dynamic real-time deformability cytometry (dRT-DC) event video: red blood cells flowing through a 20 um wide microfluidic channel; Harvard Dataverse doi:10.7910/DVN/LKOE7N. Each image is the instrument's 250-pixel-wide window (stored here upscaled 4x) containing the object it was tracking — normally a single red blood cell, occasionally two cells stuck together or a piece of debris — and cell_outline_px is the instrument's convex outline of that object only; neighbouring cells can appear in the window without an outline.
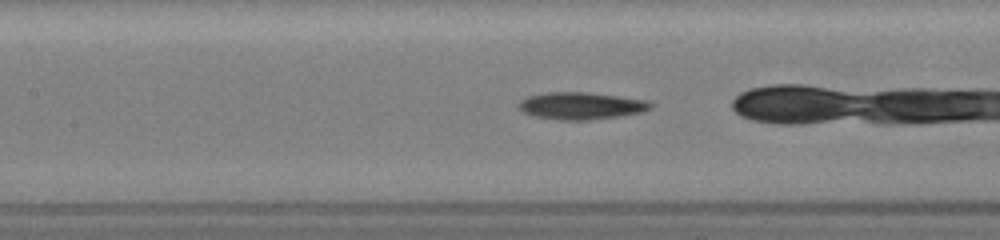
{"species": "common noctule bat (a hibernating species)", "species_latin": "Nyctalus noctula", "temperature_condition": "room temperature", "stored_images_in_passage": 17, "camera_frame_rate_fps": 3000, "um_per_image_px": 0.085, "animal": {"sex": "female", "body_mass_g": 19.5, "forearm_length_mm": 54.1}, "frame": {"image": 1, "passage_image": 8, "time_ms": 5.0, "image_size_px": [1000, 240], "cell_outline_px": [[652, 108], [644, 112], [624, 116], [592, 120], [560, 120], [532, 116], [524, 112], [516, 104], [520, 100], [528, 96], [548, 92], [588, 92], [652, 100]], "centroid_in_image_um": [49.46, 8.99], "position_along_channel_um": 157.9, "area_um2": 21.39}}
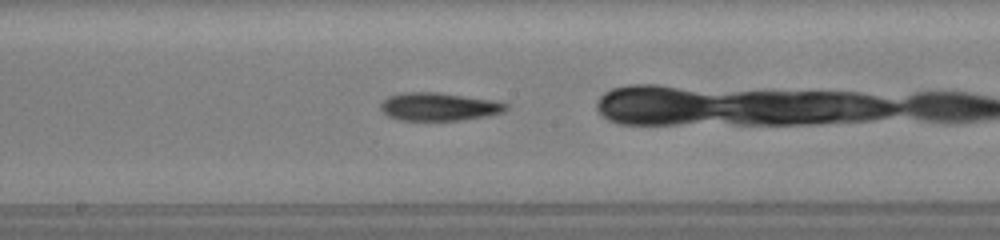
{"frame": {"image": 2, "passage_image": 11, "time_ms": 6.333, "image_size_px": [1000, 240], "cell_outline_px": [[508, 108], [504, 112], [488, 116], [460, 120], [400, 120], [388, 116], [380, 108], [380, 104], [388, 96], [404, 92], [436, 92], [492, 100], [508, 104]], "centroid_in_image_um": [37.3, 9.07], "position_along_channel_um": 210.9, "area_um2": 20.4}}